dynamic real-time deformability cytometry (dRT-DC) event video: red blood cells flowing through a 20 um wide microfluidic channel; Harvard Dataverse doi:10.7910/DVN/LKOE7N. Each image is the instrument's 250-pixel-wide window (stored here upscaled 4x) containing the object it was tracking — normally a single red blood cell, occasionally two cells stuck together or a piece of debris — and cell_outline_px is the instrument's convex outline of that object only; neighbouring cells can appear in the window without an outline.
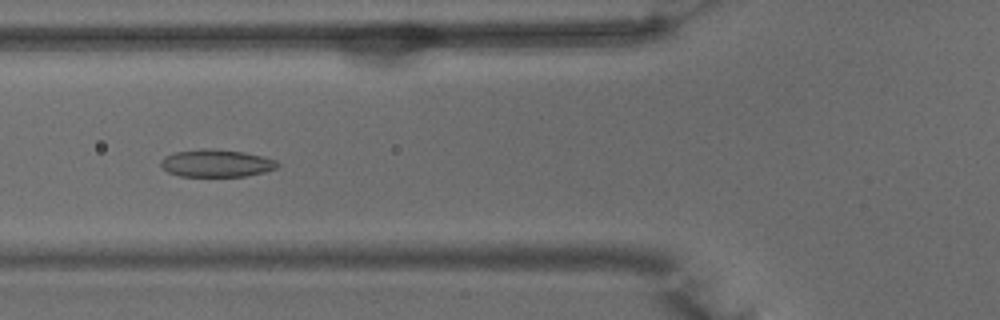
{"species": "common noctule bat (a hibernating species)", "species_latin": "Nyctalus noctula", "temperature_condition": "warm", "stored_images_in_passage": 51, "camera_frame_rate_fps": 3000, "um_per_image_px": 0.085, "animal": {"sex": "male", "body_mass_g": 15.6}, "frame": {"image": 1, "passage_image": 19, "time_ms": 6.0, "image_size_px": [1000, 320], "cell_outline_px": [[280, 164], [276, 168], [264, 172], [244, 176], [180, 176], [168, 172], [160, 164], [160, 160], [164, 156], [176, 152], [244, 152], [276, 160]], "centroid_in_image_um": [18.41, 13.93], "position_along_channel_um": 107.4, "area_um2": 17.51}}
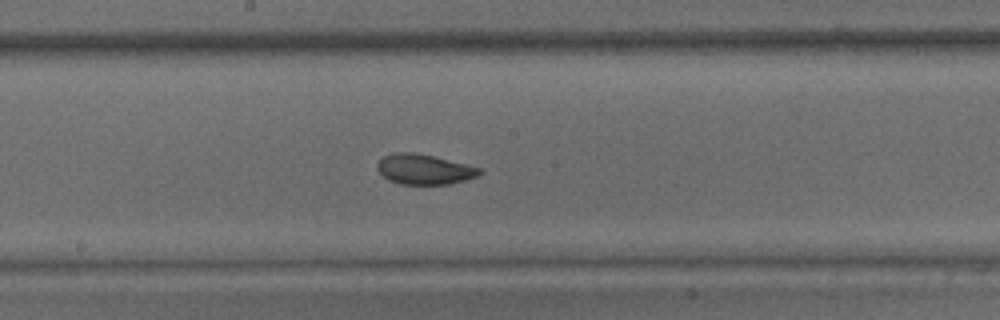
{"frame": {"image": 2, "passage_image": 27, "time_ms": 8.667, "image_size_px": [1000, 320], "cell_outline_px": [[484, 172], [476, 176], [464, 180], [448, 184], [400, 184], [388, 180], [376, 168], [376, 164], [384, 156], [392, 152], [412, 152], [432, 156], [480, 168]], "centroid_in_image_um": [36.01, 14.39], "position_along_channel_um": 212.2, "area_um2": 17.74}}
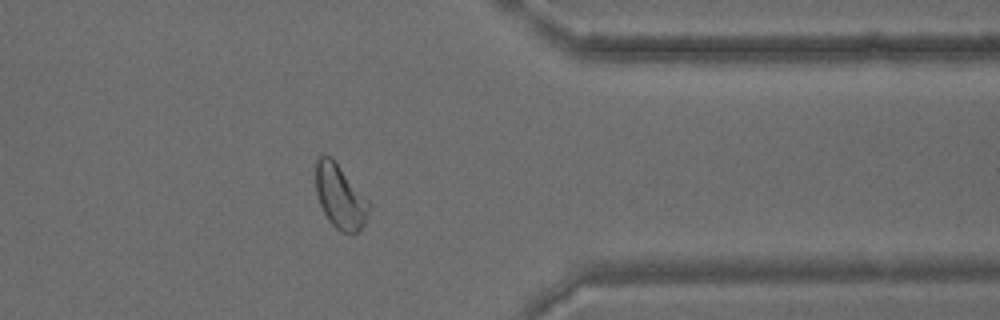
{"frame": {"image": 3, "passage_image": 41, "time_ms": 13.333, "image_size_px": [1000, 320], "cell_outline_px": [[372, 204], [364, 224], [360, 232], [340, 232], [328, 220], [320, 204], [316, 192], [316, 156], [332, 156]], "centroid_in_image_um": [28.93, 16.7], "position_along_channel_um": 382.5, "area_um2": 20.0}, "authors_computed_cell_mechanics": {"area_um2": 20.1144, "velocity_mm_per_s": 3.9199, "shape_relaxation_time_tau1_ms": 3.4633, "shape_relaxation_time_tau2_ms": 1.3338, "deformation_change_tau1": 0.1167, "deformation_change_tau2": 0.0614}}